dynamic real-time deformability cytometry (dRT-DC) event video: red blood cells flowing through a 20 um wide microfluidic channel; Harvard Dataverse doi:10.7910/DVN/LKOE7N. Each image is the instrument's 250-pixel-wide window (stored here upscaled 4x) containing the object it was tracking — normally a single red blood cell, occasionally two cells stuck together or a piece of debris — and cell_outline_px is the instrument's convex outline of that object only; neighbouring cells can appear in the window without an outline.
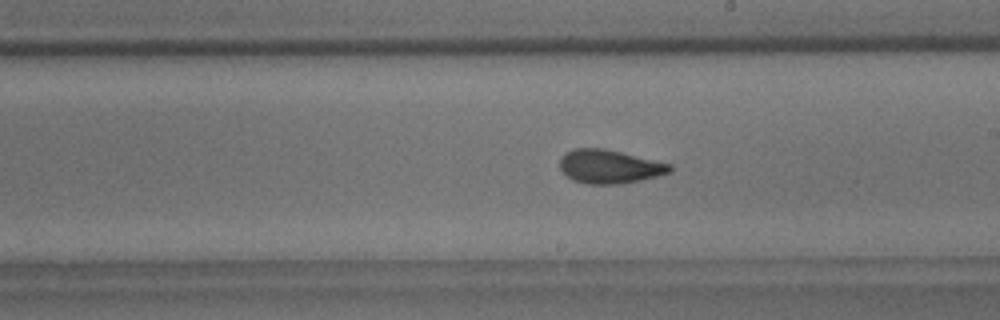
{"species": "common noctule bat (a hibernating species)", "species_latin": "Nyctalus noctula", "temperature_condition": "room temperature", "stored_images_in_passage": 18, "camera_frame_rate_fps": 3000, "um_per_image_px": 0.085, "animal": {"sex": "male", "body_mass_g": 18.8}, "frame": {"image": 1, "passage_image": 16, "time_ms": 5.0, "image_size_px": [1000, 320], "cell_outline_px": [[672, 172], [640, 180], [620, 184], [588, 184], [572, 180], [560, 168], [560, 156], [564, 152], [572, 148], [604, 148], [672, 164]], "centroid_in_image_um": [51.79, 14.15], "position_along_channel_um": 237.2, "area_um2": 21.68}}